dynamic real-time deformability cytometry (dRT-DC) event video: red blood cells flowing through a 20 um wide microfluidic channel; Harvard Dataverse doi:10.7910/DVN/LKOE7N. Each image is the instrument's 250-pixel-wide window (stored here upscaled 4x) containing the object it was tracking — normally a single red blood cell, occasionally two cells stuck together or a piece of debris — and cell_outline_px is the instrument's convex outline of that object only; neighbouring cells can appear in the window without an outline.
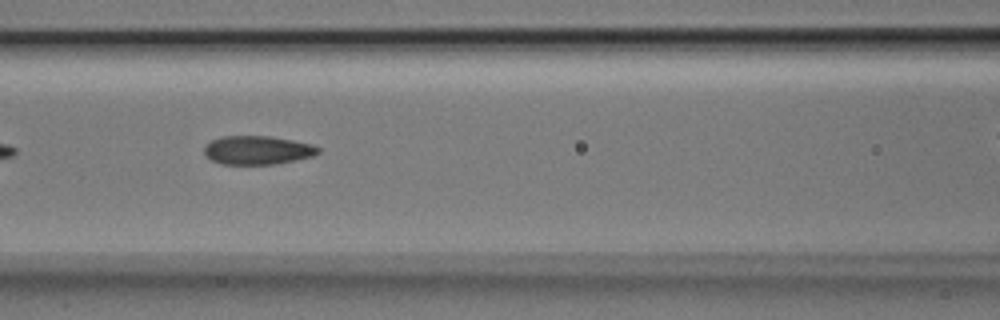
{"species": "Egyptian fruit bat (a non-hibernating species)", "species_latin": "Rousettus aegyptiacus", "temperature_condition": "room temperature", "stored_images_in_passage": 19, "camera_frame_rate_fps": 3000, "um_per_image_px": 0.085, "animal": {"sex": "male"}, "frame": {"image": 1, "passage_image": 6, "time_ms": 1.667, "image_size_px": [1000, 320], "cell_outline_px": [[320, 152], [312, 156], [276, 164], [220, 164], [204, 156], [204, 144], [220, 136], [268, 136], [292, 140], [312, 144], [320, 148]], "centroid_in_image_um": [21.84, 12.76], "position_along_channel_um": 144.8, "area_um2": 19.13}}
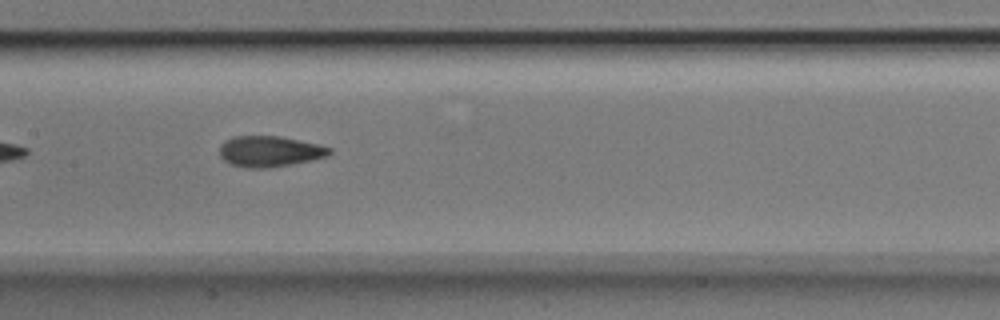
{"frame": {"image": 2, "passage_image": 9, "time_ms": 2.667, "image_size_px": [1000, 320], "cell_outline_px": [[332, 152], [328, 156], [312, 160], [268, 168], [244, 168], [232, 164], [224, 160], [220, 156], [220, 144], [224, 140], [232, 136], [280, 136], [320, 144], [332, 148]], "centroid_in_image_um": [22.93, 12.86], "position_along_channel_um": 184.5, "area_um2": 19.94}}